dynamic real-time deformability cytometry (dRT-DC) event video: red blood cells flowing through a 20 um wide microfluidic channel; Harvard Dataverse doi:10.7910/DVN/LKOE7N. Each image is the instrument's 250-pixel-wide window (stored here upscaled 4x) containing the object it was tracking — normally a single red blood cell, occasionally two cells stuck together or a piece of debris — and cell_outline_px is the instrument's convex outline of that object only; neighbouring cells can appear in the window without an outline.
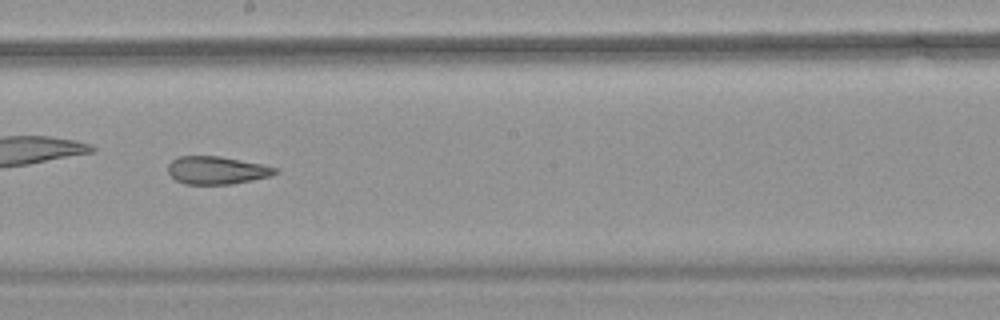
{"species": "common noctule bat (a hibernating species)", "species_latin": "Nyctalus noctula", "temperature_condition": "warm", "stored_images_in_passage": 42, "camera_frame_rate_fps": 3000, "um_per_image_px": 0.085, "animal": {"sex": "female", "body_mass_g": 18.4}, "frame": {"image": 1, "passage_image": 19, "time_ms": 6.0, "image_size_px": [1000, 320], "cell_outline_px": [[280, 172], [268, 176], [232, 184], [184, 184], [176, 180], [168, 172], [168, 164], [176, 156], [220, 156], [280, 168]], "centroid_in_image_um": [18.41, 14.47], "position_along_channel_um": 229.8, "area_um2": 17.34}}